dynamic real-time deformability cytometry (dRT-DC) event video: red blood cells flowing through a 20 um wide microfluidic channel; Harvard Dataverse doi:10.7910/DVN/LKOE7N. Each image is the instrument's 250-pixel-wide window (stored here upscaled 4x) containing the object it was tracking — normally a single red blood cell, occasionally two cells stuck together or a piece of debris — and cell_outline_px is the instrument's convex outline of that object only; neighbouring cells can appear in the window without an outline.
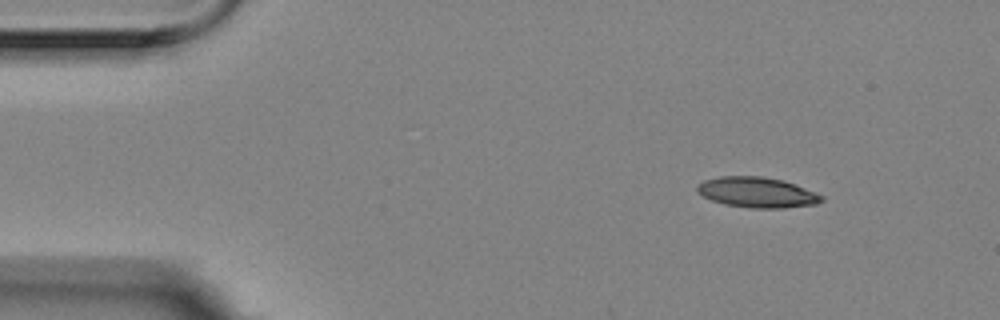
{"species": "Egyptian fruit bat (a non-hibernating species)", "species_latin": "Rousettus aegyptiacus", "temperature_condition": "room temperature", "stored_images_in_passage": 4, "camera_frame_rate_fps": 3000, "um_per_image_px": 0.085, "animal": {"sex": "female"}, "frame": {"image": 1, "passage_image": 1, "time_ms": 0.0, "image_size_px": [1000, 320], "cell_outline_px": [[824, 200], [816, 204], [784, 208], [752, 208], [724, 204], [712, 200], [696, 192], [696, 188], [704, 180], [720, 176], [764, 176], [784, 180], [816, 192], [824, 196]], "centroid_in_image_um": [64.38, 16.35], "position_along_channel_um": 20.6, "area_um2": 22.14}}